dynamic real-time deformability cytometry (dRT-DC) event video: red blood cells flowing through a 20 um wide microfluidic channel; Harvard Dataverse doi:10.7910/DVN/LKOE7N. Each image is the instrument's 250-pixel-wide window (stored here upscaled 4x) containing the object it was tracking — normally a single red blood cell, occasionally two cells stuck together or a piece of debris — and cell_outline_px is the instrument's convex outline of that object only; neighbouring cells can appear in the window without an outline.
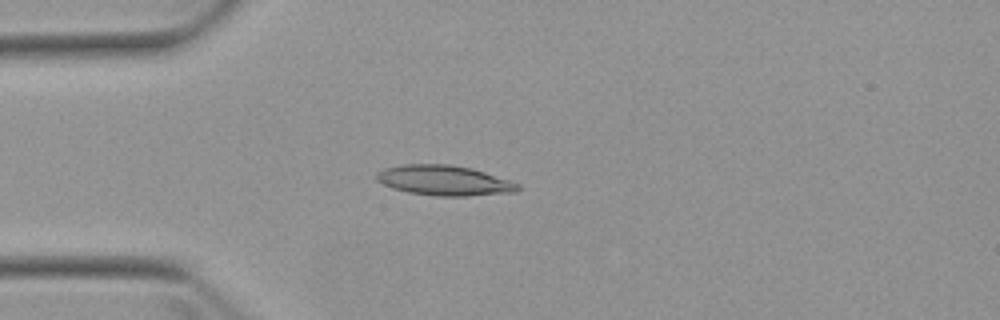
{"species": "Egyptian fruit bat (a non-hibernating species)", "species_latin": "Rousettus aegyptiacus", "temperature_condition": "warm", "stored_images_in_passage": 4, "camera_frame_rate_fps": 3000, "um_per_image_px": 0.085, "animal": {"sex": "female"}, "frame": {"image": 1, "passage_image": 4, "time_ms": 3.667, "image_size_px": [1000, 320], "cell_outline_px": [[520, 188], [516, 192], [468, 196], [436, 196], [408, 192], [392, 188], [376, 180], [376, 172], [384, 168], [404, 164], [448, 164], [472, 168], [520, 184]], "centroid_in_image_um": [37.74, 15.34], "position_along_channel_um": 47.3, "area_um2": 24.8}}